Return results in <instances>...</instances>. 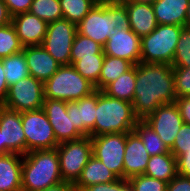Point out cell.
I'll return each instance as SVG.
<instances>
[{
  "mask_svg": "<svg viewBox=\"0 0 190 191\" xmlns=\"http://www.w3.org/2000/svg\"><path fill=\"white\" fill-rule=\"evenodd\" d=\"M175 80L173 67L166 63L136 65V81L133 111L139 120H144L160 105L175 103Z\"/></svg>",
  "mask_w": 190,
  "mask_h": 191,
  "instance_id": "6da1fadb",
  "label": "cell"
},
{
  "mask_svg": "<svg viewBox=\"0 0 190 191\" xmlns=\"http://www.w3.org/2000/svg\"><path fill=\"white\" fill-rule=\"evenodd\" d=\"M124 28H129V16L125 5L120 1L93 6L77 25V33L104 46L109 36Z\"/></svg>",
  "mask_w": 190,
  "mask_h": 191,
  "instance_id": "7a4b0ae2",
  "label": "cell"
},
{
  "mask_svg": "<svg viewBox=\"0 0 190 191\" xmlns=\"http://www.w3.org/2000/svg\"><path fill=\"white\" fill-rule=\"evenodd\" d=\"M62 181L56 148L23 155L22 191H40Z\"/></svg>",
  "mask_w": 190,
  "mask_h": 191,
  "instance_id": "3957f363",
  "label": "cell"
},
{
  "mask_svg": "<svg viewBox=\"0 0 190 191\" xmlns=\"http://www.w3.org/2000/svg\"><path fill=\"white\" fill-rule=\"evenodd\" d=\"M138 121L132 103L110 97L103 91L97 90L94 137L110 133L131 132Z\"/></svg>",
  "mask_w": 190,
  "mask_h": 191,
  "instance_id": "277c9868",
  "label": "cell"
},
{
  "mask_svg": "<svg viewBox=\"0 0 190 191\" xmlns=\"http://www.w3.org/2000/svg\"><path fill=\"white\" fill-rule=\"evenodd\" d=\"M95 90V86L79 74L72 64L60 65L44 83V98L72 102Z\"/></svg>",
  "mask_w": 190,
  "mask_h": 191,
  "instance_id": "5b68a950",
  "label": "cell"
},
{
  "mask_svg": "<svg viewBox=\"0 0 190 191\" xmlns=\"http://www.w3.org/2000/svg\"><path fill=\"white\" fill-rule=\"evenodd\" d=\"M182 28L158 24L150 34L141 37L140 62L172 65Z\"/></svg>",
  "mask_w": 190,
  "mask_h": 191,
  "instance_id": "8992f818",
  "label": "cell"
},
{
  "mask_svg": "<svg viewBox=\"0 0 190 191\" xmlns=\"http://www.w3.org/2000/svg\"><path fill=\"white\" fill-rule=\"evenodd\" d=\"M61 178L73 185L92 156L91 137L60 143L57 147Z\"/></svg>",
  "mask_w": 190,
  "mask_h": 191,
  "instance_id": "52a82bcc",
  "label": "cell"
},
{
  "mask_svg": "<svg viewBox=\"0 0 190 191\" xmlns=\"http://www.w3.org/2000/svg\"><path fill=\"white\" fill-rule=\"evenodd\" d=\"M21 122L26 137V153L51 150L59 145L43 108L21 112Z\"/></svg>",
  "mask_w": 190,
  "mask_h": 191,
  "instance_id": "ba28073f",
  "label": "cell"
},
{
  "mask_svg": "<svg viewBox=\"0 0 190 191\" xmlns=\"http://www.w3.org/2000/svg\"><path fill=\"white\" fill-rule=\"evenodd\" d=\"M44 99V83L29 76L8 87L1 105L21 113L43 108Z\"/></svg>",
  "mask_w": 190,
  "mask_h": 191,
  "instance_id": "9c48e42d",
  "label": "cell"
},
{
  "mask_svg": "<svg viewBox=\"0 0 190 191\" xmlns=\"http://www.w3.org/2000/svg\"><path fill=\"white\" fill-rule=\"evenodd\" d=\"M76 33L77 25L64 18L58 19L48 23L42 46L60 65H69Z\"/></svg>",
  "mask_w": 190,
  "mask_h": 191,
  "instance_id": "30bf717a",
  "label": "cell"
},
{
  "mask_svg": "<svg viewBox=\"0 0 190 191\" xmlns=\"http://www.w3.org/2000/svg\"><path fill=\"white\" fill-rule=\"evenodd\" d=\"M127 133H110L91 137L92 155L105 164L119 179H123Z\"/></svg>",
  "mask_w": 190,
  "mask_h": 191,
  "instance_id": "8fae6325",
  "label": "cell"
},
{
  "mask_svg": "<svg viewBox=\"0 0 190 191\" xmlns=\"http://www.w3.org/2000/svg\"><path fill=\"white\" fill-rule=\"evenodd\" d=\"M143 121L158 134L169 150L174 144L178 131L184 124L176 103L160 105Z\"/></svg>",
  "mask_w": 190,
  "mask_h": 191,
  "instance_id": "7c38bea8",
  "label": "cell"
},
{
  "mask_svg": "<svg viewBox=\"0 0 190 191\" xmlns=\"http://www.w3.org/2000/svg\"><path fill=\"white\" fill-rule=\"evenodd\" d=\"M0 132L2 147L7 153L26 154V137L20 112L0 105Z\"/></svg>",
  "mask_w": 190,
  "mask_h": 191,
  "instance_id": "4fadbf2b",
  "label": "cell"
},
{
  "mask_svg": "<svg viewBox=\"0 0 190 191\" xmlns=\"http://www.w3.org/2000/svg\"><path fill=\"white\" fill-rule=\"evenodd\" d=\"M43 109L59 144L83 138L67 114V101L44 99Z\"/></svg>",
  "mask_w": 190,
  "mask_h": 191,
  "instance_id": "5bb4252c",
  "label": "cell"
},
{
  "mask_svg": "<svg viewBox=\"0 0 190 191\" xmlns=\"http://www.w3.org/2000/svg\"><path fill=\"white\" fill-rule=\"evenodd\" d=\"M105 55L125 59L134 65L140 63L141 37L137 36L130 28L118 30L109 36L103 46Z\"/></svg>",
  "mask_w": 190,
  "mask_h": 191,
  "instance_id": "9a60e30c",
  "label": "cell"
},
{
  "mask_svg": "<svg viewBox=\"0 0 190 191\" xmlns=\"http://www.w3.org/2000/svg\"><path fill=\"white\" fill-rule=\"evenodd\" d=\"M97 90L77 101L67 102V114L83 137H94Z\"/></svg>",
  "mask_w": 190,
  "mask_h": 191,
  "instance_id": "2e32d148",
  "label": "cell"
},
{
  "mask_svg": "<svg viewBox=\"0 0 190 191\" xmlns=\"http://www.w3.org/2000/svg\"><path fill=\"white\" fill-rule=\"evenodd\" d=\"M11 23L23 47L42 45L47 32V22L30 12H25L14 15Z\"/></svg>",
  "mask_w": 190,
  "mask_h": 191,
  "instance_id": "e0dca14e",
  "label": "cell"
},
{
  "mask_svg": "<svg viewBox=\"0 0 190 191\" xmlns=\"http://www.w3.org/2000/svg\"><path fill=\"white\" fill-rule=\"evenodd\" d=\"M150 155L139 135L133 130L127 133L123 162V179L144 174Z\"/></svg>",
  "mask_w": 190,
  "mask_h": 191,
  "instance_id": "ac0fdd59",
  "label": "cell"
},
{
  "mask_svg": "<svg viewBox=\"0 0 190 191\" xmlns=\"http://www.w3.org/2000/svg\"><path fill=\"white\" fill-rule=\"evenodd\" d=\"M30 76L45 83L59 68L60 64L41 46L23 47Z\"/></svg>",
  "mask_w": 190,
  "mask_h": 191,
  "instance_id": "d6986e66",
  "label": "cell"
},
{
  "mask_svg": "<svg viewBox=\"0 0 190 191\" xmlns=\"http://www.w3.org/2000/svg\"><path fill=\"white\" fill-rule=\"evenodd\" d=\"M129 16V28L139 37L150 34L157 26L152 4L121 0Z\"/></svg>",
  "mask_w": 190,
  "mask_h": 191,
  "instance_id": "ffe728a7",
  "label": "cell"
},
{
  "mask_svg": "<svg viewBox=\"0 0 190 191\" xmlns=\"http://www.w3.org/2000/svg\"><path fill=\"white\" fill-rule=\"evenodd\" d=\"M23 155H0V191H22Z\"/></svg>",
  "mask_w": 190,
  "mask_h": 191,
  "instance_id": "44dd1931",
  "label": "cell"
},
{
  "mask_svg": "<svg viewBox=\"0 0 190 191\" xmlns=\"http://www.w3.org/2000/svg\"><path fill=\"white\" fill-rule=\"evenodd\" d=\"M189 0H156L152 6L158 24L185 26Z\"/></svg>",
  "mask_w": 190,
  "mask_h": 191,
  "instance_id": "7402d4cb",
  "label": "cell"
},
{
  "mask_svg": "<svg viewBox=\"0 0 190 191\" xmlns=\"http://www.w3.org/2000/svg\"><path fill=\"white\" fill-rule=\"evenodd\" d=\"M118 179L105 164L92 155L83 168L80 178L74 184V191H82L84 188L93 184L108 183Z\"/></svg>",
  "mask_w": 190,
  "mask_h": 191,
  "instance_id": "603a6c76",
  "label": "cell"
},
{
  "mask_svg": "<svg viewBox=\"0 0 190 191\" xmlns=\"http://www.w3.org/2000/svg\"><path fill=\"white\" fill-rule=\"evenodd\" d=\"M177 160L169 152L150 156L144 175L169 183L176 175Z\"/></svg>",
  "mask_w": 190,
  "mask_h": 191,
  "instance_id": "cb8c5ba5",
  "label": "cell"
},
{
  "mask_svg": "<svg viewBox=\"0 0 190 191\" xmlns=\"http://www.w3.org/2000/svg\"><path fill=\"white\" fill-rule=\"evenodd\" d=\"M136 65L108 84L102 91L113 98L132 103L134 101Z\"/></svg>",
  "mask_w": 190,
  "mask_h": 191,
  "instance_id": "d4e9b609",
  "label": "cell"
},
{
  "mask_svg": "<svg viewBox=\"0 0 190 191\" xmlns=\"http://www.w3.org/2000/svg\"><path fill=\"white\" fill-rule=\"evenodd\" d=\"M134 64L125 59L105 55L99 76V90L115 81L120 75L130 70Z\"/></svg>",
  "mask_w": 190,
  "mask_h": 191,
  "instance_id": "484cf974",
  "label": "cell"
},
{
  "mask_svg": "<svg viewBox=\"0 0 190 191\" xmlns=\"http://www.w3.org/2000/svg\"><path fill=\"white\" fill-rule=\"evenodd\" d=\"M2 63L8 86L16 84L20 80L30 76L23 51L2 58Z\"/></svg>",
  "mask_w": 190,
  "mask_h": 191,
  "instance_id": "4316f807",
  "label": "cell"
},
{
  "mask_svg": "<svg viewBox=\"0 0 190 191\" xmlns=\"http://www.w3.org/2000/svg\"><path fill=\"white\" fill-rule=\"evenodd\" d=\"M134 131L141 138L144 147L150 156L170 152L169 148L164 144L158 134L143 120L137 122Z\"/></svg>",
  "mask_w": 190,
  "mask_h": 191,
  "instance_id": "83f0119b",
  "label": "cell"
},
{
  "mask_svg": "<svg viewBox=\"0 0 190 191\" xmlns=\"http://www.w3.org/2000/svg\"><path fill=\"white\" fill-rule=\"evenodd\" d=\"M105 55H93V57H82L77 60L73 67L85 79L91 82L96 90H99V76Z\"/></svg>",
  "mask_w": 190,
  "mask_h": 191,
  "instance_id": "f1b7e54d",
  "label": "cell"
},
{
  "mask_svg": "<svg viewBox=\"0 0 190 191\" xmlns=\"http://www.w3.org/2000/svg\"><path fill=\"white\" fill-rule=\"evenodd\" d=\"M93 55H105L103 46L91 38L76 33L71 48L70 64H74L82 57H93Z\"/></svg>",
  "mask_w": 190,
  "mask_h": 191,
  "instance_id": "f546056e",
  "label": "cell"
},
{
  "mask_svg": "<svg viewBox=\"0 0 190 191\" xmlns=\"http://www.w3.org/2000/svg\"><path fill=\"white\" fill-rule=\"evenodd\" d=\"M63 18L78 25L96 5L93 0H59Z\"/></svg>",
  "mask_w": 190,
  "mask_h": 191,
  "instance_id": "4dcf8cb0",
  "label": "cell"
},
{
  "mask_svg": "<svg viewBox=\"0 0 190 191\" xmlns=\"http://www.w3.org/2000/svg\"><path fill=\"white\" fill-rule=\"evenodd\" d=\"M29 12L47 23L63 18L59 0H33Z\"/></svg>",
  "mask_w": 190,
  "mask_h": 191,
  "instance_id": "1f68e13d",
  "label": "cell"
},
{
  "mask_svg": "<svg viewBox=\"0 0 190 191\" xmlns=\"http://www.w3.org/2000/svg\"><path fill=\"white\" fill-rule=\"evenodd\" d=\"M23 46L12 23L0 27V58L21 52Z\"/></svg>",
  "mask_w": 190,
  "mask_h": 191,
  "instance_id": "d6a6232c",
  "label": "cell"
},
{
  "mask_svg": "<svg viewBox=\"0 0 190 191\" xmlns=\"http://www.w3.org/2000/svg\"><path fill=\"white\" fill-rule=\"evenodd\" d=\"M172 67H190V28L183 27L175 50Z\"/></svg>",
  "mask_w": 190,
  "mask_h": 191,
  "instance_id": "836d02e7",
  "label": "cell"
},
{
  "mask_svg": "<svg viewBox=\"0 0 190 191\" xmlns=\"http://www.w3.org/2000/svg\"><path fill=\"white\" fill-rule=\"evenodd\" d=\"M128 181L134 191H167V182L144 174L130 177Z\"/></svg>",
  "mask_w": 190,
  "mask_h": 191,
  "instance_id": "e575fe53",
  "label": "cell"
},
{
  "mask_svg": "<svg viewBox=\"0 0 190 191\" xmlns=\"http://www.w3.org/2000/svg\"><path fill=\"white\" fill-rule=\"evenodd\" d=\"M176 97L190 96V67H173Z\"/></svg>",
  "mask_w": 190,
  "mask_h": 191,
  "instance_id": "d590c367",
  "label": "cell"
},
{
  "mask_svg": "<svg viewBox=\"0 0 190 191\" xmlns=\"http://www.w3.org/2000/svg\"><path fill=\"white\" fill-rule=\"evenodd\" d=\"M190 149V125L183 124L176 135V139L170 152L177 159L183 153Z\"/></svg>",
  "mask_w": 190,
  "mask_h": 191,
  "instance_id": "8d00e7d4",
  "label": "cell"
},
{
  "mask_svg": "<svg viewBox=\"0 0 190 191\" xmlns=\"http://www.w3.org/2000/svg\"><path fill=\"white\" fill-rule=\"evenodd\" d=\"M10 15L29 12L33 0H4Z\"/></svg>",
  "mask_w": 190,
  "mask_h": 191,
  "instance_id": "74e56055",
  "label": "cell"
},
{
  "mask_svg": "<svg viewBox=\"0 0 190 191\" xmlns=\"http://www.w3.org/2000/svg\"><path fill=\"white\" fill-rule=\"evenodd\" d=\"M167 191H190V178L177 174L167 183Z\"/></svg>",
  "mask_w": 190,
  "mask_h": 191,
  "instance_id": "f35d334b",
  "label": "cell"
},
{
  "mask_svg": "<svg viewBox=\"0 0 190 191\" xmlns=\"http://www.w3.org/2000/svg\"><path fill=\"white\" fill-rule=\"evenodd\" d=\"M176 160L178 174L190 178V149L179 156Z\"/></svg>",
  "mask_w": 190,
  "mask_h": 191,
  "instance_id": "ab89813d",
  "label": "cell"
},
{
  "mask_svg": "<svg viewBox=\"0 0 190 191\" xmlns=\"http://www.w3.org/2000/svg\"><path fill=\"white\" fill-rule=\"evenodd\" d=\"M175 103L177 104L183 122L190 125V96L176 98Z\"/></svg>",
  "mask_w": 190,
  "mask_h": 191,
  "instance_id": "60d3db41",
  "label": "cell"
},
{
  "mask_svg": "<svg viewBox=\"0 0 190 191\" xmlns=\"http://www.w3.org/2000/svg\"><path fill=\"white\" fill-rule=\"evenodd\" d=\"M82 191H118V180L108 183L93 184Z\"/></svg>",
  "mask_w": 190,
  "mask_h": 191,
  "instance_id": "b9f144b4",
  "label": "cell"
},
{
  "mask_svg": "<svg viewBox=\"0 0 190 191\" xmlns=\"http://www.w3.org/2000/svg\"><path fill=\"white\" fill-rule=\"evenodd\" d=\"M4 74L5 71L3 70V63L0 58V105L5 101L9 87Z\"/></svg>",
  "mask_w": 190,
  "mask_h": 191,
  "instance_id": "7bdbcfd3",
  "label": "cell"
},
{
  "mask_svg": "<svg viewBox=\"0 0 190 191\" xmlns=\"http://www.w3.org/2000/svg\"><path fill=\"white\" fill-rule=\"evenodd\" d=\"M12 16L10 15L7 5L4 0H0V27L11 23Z\"/></svg>",
  "mask_w": 190,
  "mask_h": 191,
  "instance_id": "ee69618b",
  "label": "cell"
},
{
  "mask_svg": "<svg viewBox=\"0 0 190 191\" xmlns=\"http://www.w3.org/2000/svg\"><path fill=\"white\" fill-rule=\"evenodd\" d=\"M40 191H74V185L70 182L62 181L58 184H55Z\"/></svg>",
  "mask_w": 190,
  "mask_h": 191,
  "instance_id": "f6af8a7d",
  "label": "cell"
},
{
  "mask_svg": "<svg viewBox=\"0 0 190 191\" xmlns=\"http://www.w3.org/2000/svg\"><path fill=\"white\" fill-rule=\"evenodd\" d=\"M118 191H134L127 179H118Z\"/></svg>",
  "mask_w": 190,
  "mask_h": 191,
  "instance_id": "bcb514c9",
  "label": "cell"
},
{
  "mask_svg": "<svg viewBox=\"0 0 190 191\" xmlns=\"http://www.w3.org/2000/svg\"><path fill=\"white\" fill-rule=\"evenodd\" d=\"M185 27L190 28V0H189L188 7H187Z\"/></svg>",
  "mask_w": 190,
  "mask_h": 191,
  "instance_id": "7dc6e473",
  "label": "cell"
},
{
  "mask_svg": "<svg viewBox=\"0 0 190 191\" xmlns=\"http://www.w3.org/2000/svg\"><path fill=\"white\" fill-rule=\"evenodd\" d=\"M96 4H109V3H117L121 0H93Z\"/></svg>",
  "mask_w": 190,
  "mask_h": 191,
  "instance_id": "c3c4849f",
  "label": "cell"
},
{
  "mask_svg": "<svg viewBox=\"0 0 190 191\" xmlns=\"http://www.w3.org/2000/svg\"><path fill=\"white\" fill-rule=\"evenodd\" d=\"M124 1L153 4L156 0H124Z\"/></svg>",
  "mask_w": 190,
  "mask_h": 191,
  "instance_id": "681fc988",
  "label": "cell"
},
{
  "mask_svg": "<svg viewBox=\"0 0 190 191\" xmlns=\"http://www.w3.org/2000/svg\"><path fill=\"white\" fill-rule=\"evenodd\" d=\"M7 152L4 150V148L2 147V133L0 132V155H4Z\"/></svg>",
  "mask_w": 190,
  "mask_h": 191,
  "instance_id": "f907efd6",
  "label": "cell"
}]
</instances>
